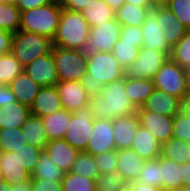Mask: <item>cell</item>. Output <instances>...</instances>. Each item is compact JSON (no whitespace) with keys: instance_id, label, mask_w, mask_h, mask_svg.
Returning a JSON list of instances; mask_svg holds the SVG:
<instances>
[{"instance_id":"6da1fadb","label":"cell","mask_w":190,"mask_h":191,"mask_svg":"<svg viewBox=\"0 0 190 191\" xmlns=\"http://www.w3.org/2000/svg\"><path fill=\"white\" fill-rule=\"evenodd\" d=\"M125 77L124 68L112 52L87 53V73L80 83L90 96L100 95L105 84Z\"/></svg>"},{"instance_id":"7a4b0ae2","label":"cell","mask_w":190,"mask_h":191,"mask_svg":"<svg viewBox=\"0 0 190 191\" xmlns=\"http://www.w3.org/2000/svg\"><path fill=\"white\" fill-rule=\"evenodd\" d=\"M89 104L94 118L110 121L137 112V108L126 93L125 77L105 84L100 95L91 96Z\"/></svg>"},{"instance_id":"3957f363","label":"cell","mask_w":190,"mask_h":191,"mask_svg":"<svg viewBox=\"0 0 190 191\" xmlns=\"http://www.w3.org/2000/svg\"><path fill=\"white\" fill-rule=\"evenodd\" d=\"M90 26L81 12L62 8L52 46L63 49L86 50Z\"/></svg>"},{"instance_id":"277c9868","label":"cell","mask_w":190,"mask_h":191,"mask_svg":"<svg viewBox=\"0 0 190 191\" xmlns=\"http://www.w3.org/2000/svg\"><path fill=\"white\" fill-rule=\"evenodd\" d=\"M61 11L60 3L50 2L44 6L21 12L20 30L43 35L53 40Z\"/></svg>"},{"instance_id":"5b68a950","label":"cell","mask_w":190,"mask_h":191,"mask_svg":"<svg viewBox=\"0 0 190 191\" xmlns=\"http://www.w3.org/2000/svg\"><path fill=\"white\" fill-rule=\"evenodd\" d=\"M51 48L52 40L43 35L19 30L12 37L11 52L23 68L37 58L48 54Z\"/></svg>"},{"instance_id":"8992f818","label":"cell","mask_w":190,"mask_h":191,"mask_svg":"<svg viewBox=\"0 0 190 191\" xmlns=\"http://www.w3.org/2000/svg\"><path fill=\"white\" fill-rule=\"evenodd\" d=\"M59 81H80L87 73V52L84 50L51 48Z\"/></svg>"},{"instance_id":"52a82bcc","label":"cell","mask_w":190,"mask_h":191,"mask_svg":"<svg viewBox=\"0 0 190 191\" xmlns=\"http://www.w3.org/2000/svg\"><path fill=\"white\" fill-rule=\"evenodd\" d=\"M94 119L90 104L71 114L64 139L79 152L86 151Z\"/></svg>"},{"instance_id":"ba28073f","label":"cell","mask_w":190,"mask_h":191,"mask_svg":"<svg viewBox=\"0 0 190 191\" xmlns=\"http://www.w3.org/2000/svg\"><path fill=\"white\" fill-rule=\"evenodd\" d=\"M169 58L165 52L142 46L136 61L124 69L125 77L153 79Z\"/></svg>"},{"instance_id":"9c48e42d","label":"cell","mask_w":190,"mask_h":191,"mask_svg":"<svg viewBox=\"0 0 190 191\" xmlns=\"http://www.w3.org/2000/svg\"><path fill=\"white\" fill-rule=\"evenodd\" d=\"M154 88L167 92L181 100L186 95L184 68L169 58L153 78Z\"/></svg>"},{"instance_id":"30bf717a","label":"cell","mask_w":190,"mask_h":191,"mask_svg":"<svg viewBox=\"0 0 190 191\" xmlns=\"http://www.w3.org/2000/svg\"><path fill=\"white\" fill-rule=\"evenodd\" d=\"M122 25L113 19L96 27H90L88 34L87 53L112 52L115 43L119 40Z\"/></svg>"},{"instance_id":"8fae6325","label":"cell","mask_w":190,"mask_h":191,"mask_svg":"<svg viewBox=\"0 0 190 191\" xmlns=\"http://www.w3.org/2000/svg\"><path fill=\"white\" fill-rule=\"evenodd\" d=\"M137 115L140 125L149 130L161 146L172 138L174 117L150 112L143 107L137 108Z\"/></svg>"},{"instance_id":"7c38bea8","label":"cell","mask_w":190,"mask_h":191,"mask_svg":"<svg viewBox=\"0 0 190 191\" xmlns=\"http://www.w3.org/2000/svg\"><path fill=\"white\" fill-rule=\"evenodd\" d=\"M115 149L112 121L95 118L85 152L96 156Z\"/></svg>"},{"instance_id":"4fadbf2b","label":"cell","mask_w":190,"mask_h":191,"mask_svg":"<svg viewBox=\"0 0 190 191\" xmlns=\"http://www.w3.org/2000/svg\"><path fill=\"white\" fill-rule=\"evenodd\" d=\"M63 109L74 113L89 104L91 96L80 81H58L55 85Z\"/></svg>"},{"instance_id":"5bb4252c","label":"cell","mask_w":190,"mask_h":191,"mask_svg":"<svg viewBox=\"0 0 190 191\" xmlns=\"http://www.w3.org/2000/svg\"><path fill=\"white\" fill-rule=\"evenodd\" d=\"M24 71L41 87L54 86L59 81L51 51L25 66Z\"/></svg>"},{"instance_id":"9a60e30c","label":"cell","mask_w":190,"mask_h":191,"mask_svg":"<svg viewBox=\"0 0 190 191\" xmlns=\"http://www.w3.org/2000/svg\"><path fill=\"white\" fill-rule=\"evenodd\" d=\"M143 33V46L149 49L165 52L169 57L172 47L163 36L157 20V5L147 14L144 24L141 26Z\"/></svg>"},{"instance_id":"2e32d148","label":"cell","mask_w":190,"mask_h":191,"mask_svg":"<svg viewBox=\"0 0 190 191\" xmlns=\"http://www.w3.org/2000/svg\"><path fill=\"white\" fill-rule=\"evenodd\" d=\"M112 125L116 150L130 149L140 125L137 112L113 119Z\"/></svg>"},{"instance_id":"e0dca14e","label":"cell","mask_w":190,"mask_h":191,"mask_svg":"<svg viewBox=\"0 0 190 191\" xmlns=\"http://www.w3.org/2000/svg\"><path fill=\"white\" fill-rule=\"evenodd\" d=\"M52 161L64 172L71 171L79 151L72 147L64 138L49 140L43 150Z\"/></svg>"},{"instance_id":"ac0fdd59","label":"cell","mask_w":190,"mask_h":191,"mask_svg":"<svg viewBox=\"0 0 190 191\" xmlns=\"http://www.w3.org/2000/svg\"><path fill=\"white\" fill-rule=\"evenodd\" d=\"M157 20L167 43L173 48L186 34V27L166 5H157Z\"/></svg>"},{"instance_id":"d6986e66","label":"cell","mask_w":190,"mask_h":191,"mask_svg":"<svg viewBox=\"0 0 190 191\" xmlns=\"http://www.w3.org/2000/svg\"><path fill=\"white\" fill-rule=\"evenodd\" d=\"M182 100L165 91L154 89L142 105L145 110L174 117L181 111Z\"/></svg>"},{"instance_id":"ffe728a7","label":"cell","mask_w":190,"mask_h":191,"mask_svg":"<svg viewBox=\"0 0 190 191\" xmlns=\"http://www.w3.org/2000/svg\"><path fill=\"white\" fill-rule=\"evenodd\" d=\"M0 169L3 181L11 185L20 184L31 178V174L21 164L17 152H0Z\"/></svg>"},{"instance_id":"44dd1931","label":"cell","mask_w":190,"mask_h":191,"mask_svg":"<svg viewBox=\"0 0 190 191\" xmlns=\"http://www.w3.org/2000/svg\"><path fill=\"white\" fill-rule=\"evenodd\" d=\"M161 147L154 135L139 125L131 149L144 160H156L161 156Z\"/></svg>"},{"instance_id":"7402d4cb","label":"cell","mask_w":190,"mask_h":191,"mask_svg":"<svg viewBox=\"0 0 190 191\" xmlns=\"http://www.w3.org/2000/svg\"><path fill=\"white\" fill-rule=\"evenodd\" d=\"M30 109L32 114L41 118L63 109L56 86L41 87Z\"/></svg>"},{"instance_id":"603a6c76","label":"cell","mask_w":190,"mask_h":191,"mask_svg":"<svg viewBox=\"0 0 190 191\" xmlns=\"http://www.w3.org/2000/svg\"><path fill=\"white\" fill-rule=\"evenodd\" d=\"M144 161L131 148L117 150L116 170L123 175L129 184L138 180Z\"/></svg>"},{"instance_id":"cb8c5ba5","label":"cell","mask_w":190,"mask_h":191,"mask_svg":"<svg viewBox=\"0 0 190 191\" xmlns=\"http://www.w3.org/2000/svg\"><path fill=\"white\" fill-rule=\"evenodd\" d=\"M10 88L17 102L31 108L41 86L23 70L11 83Z\"/></svg>"},{"instance_id":"d4e9b609","label":"cell","mask_w":190,"mask_h":191,"mask_svg":"<svg viewBox=\"0 0 190 191\" xmlns=\"http://www.w3.org/2000/svg\"><path fill=\"white\" fill-rule=\"evenodd\" d=\"M30 114L31 109L19 102L6 104L0 107V129L21 128Z\"/></svg>"},{"instance_id":"484cf974","label":"cell","mask_w":190,"mask_h":191,"mask_svg":"<svg viewBox=\"0 0 190 191\" xmlns=\"http://www.w3.org/2000/svg\"><path fill=\"white\" fill-rule=\"evenodd\" d=\"M72 112L61 109L42 117V122L48 140L64 138Z\"/></svg>"},{"instance_id":"4316f807","label":"cell","mask_w":190,"mask_h":191,"mask_svg":"<svg viewBox=\"0 0 190 191\" xmlns=\"http://www.w3.org/2000/svg\"><path fill=\"white\" fill-rule=\"evenodd\" d=\"M181 186V164L160 156V188L164 191H177Z\"/></svg>"},{"instance_id":"83f0119b","label":"cell","mask_w":190,"mask_h":191,"mask_svg":"<svg viewBox=\"0 0 190 191\" xmlns=\"http://www.w3.org/2000/svg\"><path fill=\"white\" fill-rule=\"evenodd\" d=\"M81 13L90 27L115 19V11L104 0H91Z\"/></svg>"},{"instance_id":"f1b7e54d","label":"cell","mask_w":190,"mask_h":191,"mask_svg":"<svg viewBox=\"0 0 190 191\" xmlns=\"http://www.w3.org/2000/svg\"><path fill=\"white\" fill-rule=\"evenodd\" d=\"M153 79L125 77V90L136 108L142 107L154 90Z\"/></svg>"},{"instance_id":"f546056e","label":"cell","mask_w":190,"mask_h":191,"mask_svg":"<svg viewBox=\"0 0 190 191\" xmlns=\"http://www.w3.org/2000/svg\"><path fill=\"white\" fill-rule=\"evenodd\" d=\"M21 130L25 135L27 144H31L43 150L45 149L49 140L46 136L41 117L31 113L21 126Z\"/></svg>"},{"instance_id":"4dcf8cb0","label":"cell","mask_w":190,"mask_h":191,"mask_svg":"<svg viewBox=\"0 0 190 191\" xmlns=\"http://www.w3.org/2000/svg\"><path fill=\"white\" fill-rule=\"evenodd\" d=\"M153 8L125 3L115 12V18L122 26L141 27L146 20L147 14Z\"/></svg>"},{"instance_id":"1f68e13d","label":"cell","mask_w":190,"mask_h":191,"mask_svg":"<svg viewBox=\"0 0 190 191\" xmlns=\"http://www.w3.org/2000/svg\"><path fill=\"white\" fill-rule=\"evenodd\" d=\"M64 172L52 161L46 152H42L31 174V178H41L61 182Z\"/></svg>"},{"instance_id":"d6a6232c","label":"cell","mask_w":190,"mask_h":191,"mask_svg":"<svg viewBox=\"0 0 190 191\" xmlns=\"http://www.w3.org/2000/svg\"><path fill=\"white\" fill-rule=\"evenodd\" d=\"M161 156L181 165L190 161V142L171 138L161 147Z\"/></svg>"},{"instance_id":"836d02e7","label":"cell","mask_w":190,"mask_h":191,"mask_svg":"<svg viewBox=\"0 0 190 191\" xmlns=\"http://www.w3.org/2000/svg\"><path fill=\"white\" fill-rule=\"evenodd\" d=\"M21 11L15 4L0 2V29L17 33L20 30Z\"/></svg>"},{"instance_id":"e575fe53","label":"cell","mask_w":190,"mask_h":191,"mask_svg":"<svg viewBox=\"0 0 190 191\" xmlns=\"http://www.w3.org/2000/svg\"><path fill=\"white\" fill-rule=\"evenodd\" d=\"M23 70L12 52L0 54V85H10Z\"/></svg>"},{"instance_id":"d590c367","label":"cell","mask_w":190,"mask_h":191,"mask_svg":"<svg viewBox=\"0 0 190 191\" xmlns=\"http://www.w3.org/2000/svg\"><path fill=\"white\" fill-rule=\"evenodd\" d=\"M26 144L21 128L0 129V152H15Z\"/></svg>"},{"instance_id":"8d00e7d4","label":"cell","mask_w":190,"mask_h":191,"mask_svg":"<svg viewBox=\"0 0 190 191\" xmlns=\"http://www.w3.org/2000/svg\"><path fill=\"white\" fill-rule=\"evenodd\" d=\"M139 49L140 48L136 46V42L124 41L119 37V40L114 45L112 54L121 66L126 69L136 61Z\"/></svg>"},{"instance_id":"74e56055","label":"cell","mask_w":190,"mask_h":191,"mask_svg":"<svg viewBox=\"0 0 190 191\" xmlns=\"http://www.w3.org/2000/svg\"><path fill=\"white\" fill-rule=\"evenodd\" d=\"M71 172L92 180H96L100 174L94 156L86 152H79L73 163Z\"/></svg>"},{"instance_id":"f35d334b","label":"cell","mask_w":190,"mask_h":191,"mask_svg":"<svg viewBox=\"0 0 190 191\" xmlns=\"http://www.w3.org/2000/svg\"><path fill=\"white\" fill-rule=\"evenodd\" d=\"M61 183L63 191H97L96 180L86 178L71 171L64 173Z\"/></svg>"},{"instance_id":"ab89813d","label":"cell","mask_w":190,"mask_h":191,"mask_svg":"<svg viewBox=\"0 0 190 191\" xmlns=\"http://www.w3.org/2000/svg\"><path fill=\"white\" fill-rule=\"evenodd\" d=\"M127 184L123 175L117 170L99 174L96 178L97 191H120Z\"/></svg>"},{"instance_id":"60d3db41","label":"cell","mask_w":190,"mask_h":191,"mask_svg":"<svg viewBox=\"0 0 190 191\" xmlns=\"http://www.w3.org/2000/svg\"><path fill=\"white\" fill-rule=\"evenodd\" d=\"M137 182L160 188V157L144 161Z\"/></svg>"},{"instance_id":"b9f144b4","label":"cell","mask_w":190,"mask_h":191,"mask_svg":"<svg viewBox=\"0 0 190 191\" xmlns=\"http://www.w3.org/2000/svg\"><path fill=\"white\" fill-rule=\"evenodd\" d=\"M170 58L182 68L190 66V30H187L184 37L172 48Z\"/></svg>"},{"instance_id":"7bdbcfd3","label":"cell","mask_w":190,"mask_h":191,"mask_svg":"<svg viewBox=\"0 0 190 191\" xmlns=\"http://www.w3.org/2000/svg\"><path fill=\"white\" fill-rule=\"evenodd\" d=\"M15 152H17L19 160L21 161V164L24 166V168L30 174H32L39 160V156L43 152V149L32 146L31 144H26L20 149L15 150Z\"/></svg>"},{"instance_id":"ee69618b","label":"cell","mask_w":190,"mask_h":191,"mask_svg":"<svg viewBox=\"0 0 190 191\" xmlns=\"http://www.w3.org/2000/svg\"><path fill=\"white\" fill-rule=\"evenodd\" d=\"M165 5L190 30V0H169Z\"/></svg>"},{"instance_id":"f6af8a7d","label":"cell","mask_w":190,"mask_h":191,"mask_svg":"<svg viewBox=\"0 0 190 191\" xmlns=\"http://www.w3.org/2000/svg\"><path fill=\"white\" fill-rule=\"evenodd\" d=\"M172 138L190 142V117L180 111L174 116Z\"/></svg>"},{"instance_id":"bcb514c9","label":"cell","mask_w":190,"mask_h":191,"mask_svg":"<svg viewBox=\"0 0 190 191\" xmlns=\"http://www.w3.org/2000/svg\"><path fill=\"white\" fill-rule=\"evenodd\" d=\"M95 162L98 166L99 173H109L116 170L117 164V150H111L94 156Z\"/></svg>"},{"instance_id":"7dc6e473","label":"cell","mask_w":190,"mask_h":191,"mask_svg":"<svg viewBox=\"0 0 190 191\" xmlns=\"http://www.w3.org/2000/svg\"><path fill=\"white\" fill-rule=\"evenodd\" d=\"M120 37L124 41L136 42V46H143V33L141 27L138 26H122Z\"/></svg>"},{"instance_id":"c3c4849f","label":"cell","mask_w":190,"mask_h":191,"mask_svg":"<svg viewBox=\"0 0 190 191\" xmlns=\"http://www.w3.org/2000/svg\"><path fill=\"white\" fill-rule=\"evenodd\" d=\"M32 191H63V188L61 182L32 178Z\"/></svg>"},{"instance_id":"681fc988","label":"cell","mask_w":190,"mask_h":191,"mask_svg":"<svg viewBox=\"0 0 190 191\" xmlns=\"http://www.w3.org/2000/svg\"><path fill=\"white\" fill-rule=\"evenodd\" d=\"M50 2V0H18L16 6L21 12H24L30 9L44 6Z\"/></svg>"},{"instance_id":"f907efd6","label":"cell","mask_w":190,"mask_h":191,"mask_svg":"<svg viewBox=\"0 0 190 191\" xmlns=\"http://www.w3.org/2000/svg\"><path fill=\"white\" fill-rule=\"evenodd\" d=\"M13 33L0 29V54L11 52Z\"/></svg>"},{"instance_id":"816d5d0a","label":"cell","mask_w":190,"mask_h":191,"mask_svg":"<svg viewBox=\"0 0 190 191\" xmlns=\"http://www.w3.org/2000/svg\"><path fill=\"white\" fill-rule=\"evenodd\" d=\"M17 102L9 85H0V107Z\"/></svg>"},{"instance_id":"f5cc1de1","label":"cell","mask_w":190,"mask_h":191,"mask_svg":"<svg viewBox=\"0 0 190 191\" xmlns=\"http://www.w3.org/2000/svg\"><path fill=\"white\" fill-rule=\"evenodd\" d=\"M91 0H65L61 5L68 11L81 12Z\"/></svg>"},{"instance_id":"db71d44e","label":"cell","mask_w":190,"mask_h":191,"mask_svg":"<svg viewBox=\"0 0 190 191\" xmlns=\"http://www.w3.org/2000/svg\"><path fill=\"white\" fill-rule=\"evenodd\" d=\"M128 185L131 187L132 191H164L162 188L139 183L137 181L129 183Z\"/></svg>"},{"instance_id":"11a10c76","label":"cell","mask_w":190,"mask_h":191,"mask_svg":"<svg viewBox=\"0 0 190 191\" xmlns=\"http://www.w3.org/2000/svg\"><path fill=\"white\" fill-rule=\"evenodd\" d=\"M182 185L190 184V161L181 165Z\"/></svg>"},{"instance_id":"9f6ffc18","label":"cell","mask_w":190,"mask_h":191,"mask_svg":"<svg viewBox=\"0 0 190 191\" xmlns=\"http://www.w3.org/2000/svg\"><path fill=\"white\" fill-rule=\"evenodd\" d=\"M11 191H32V178L17 185H11Z\"/></svg>"},{"instance_id":"6f0895ef","label":"cell","mask_w":190,"mask_h":191,"mask_svg":"<svg viewBox=\"0 0 190 191\" xmlns=\"http://www.w3.org/2000/svg\"><path fill=\"white\" fill-rule=\"evenodd\" d=\"M125 3L137 5L141 7H154L155 4L152 0H125Z\"/></svg>"},{"instance_id":"680465c9","label":"cell","mask_w":190,"mask_h":191,"mask_svg":"<svg viewBox=\"0 0 190 191\" xmlns=\"http://www.w3.org/2000/svg\"><path fill=\"white\" fill-rule=\"evenodd\" d=\"M181 111L190 117V95H185L182 99Z\"/></svg>"},{"instance_id":"91938a15","label":"cell","mask_w":190,"mask_h":191,"mask_svg":"<svg viewBox=\"0 0 190 191\" xmlns=\"http://www.w3.org/2000/svg\"><path fill=\"white\" fill-rule=\"evenodd\" d=\"M184 84L186 95H190V66L184 68Z\"/></svg>"},{"instance_id":"94428289","label":"cell","mask_w":190,"mask_h":191,"mask_svg":"<svg viewBox=\"0 0 190 191\" xmlns=\"http://www.w3.org/2000/svg\"><path fill=\"white\" fill-rule=\"evenodd\" d=\"M115 12L125 4V0H104Z\"/></svg>"},{"instance_id":"6125c7cd","label":"cell","mask_w":190,"mask_h":191,"mask_svg":"<svg viewBox=\"0 0 190 191\" xmlns=\"http://www.w3.org/2000/svg\"><path fill=\"white\" fill-rule=\"evenodd\" d=\"M0 191H11V184L6 183V182H1L0 183Z\"/></svg>"},{"instance_id":"be15d7a7","label":"cell","mask_w":190,"mask_h":191,"mask_svg":"<svg viewBox=\"0 0 190 191\" xmlns=\"http://www.w3.org/2000/svg\"><path fill=\"white\" fill-rule=\"evenodd\" d=\"M155 5H165L169 0H152Z\"/></svg>"},{"instance_id":"e7e4bbea","label":"cell","mask_w":190,"mask_h":191,"mask_svg":"<svg viewBox=\"0 0 190 191\" xmlns=\"http://www.w3.org/2000/svg\"><path fill=\"white\" fill-rule=\"evenodd\" d=\"M177 191H190V184L182 185Z\"/></svg>"},{"instance_id":"03108f58","label":"cell","mask_w":190,"mask_h":191,"mask_svg":"<svg viewBox=\"0 0 190 191\" xmlns=\"http://www.w3.org/2000/svg\"><path fill=\"white\" fill-rule=\"evenodd\" d=\"M120 191H132L131 187L127 184L125 187H123Z\"/></svg>"},{"instance_id":"003e7915","label":"cell","mask_w":190,"mask_h":191,"mask_svg":"<svg viewBox=\"0 0 190 191\" xmlns=\"http://www.w3.org/2000/svg\"><path fill=\"white\" fill-rule=\"evenodd\" d=\"M6 3H10V4H17L18 0H3Z\"/></svg>"},{"instance_id":"a7ac6f4b","label":"cell","mask_w":190,"mask_h":191,"mask_svg":"<svg viewBox=\"0 0 190 191\" xmlns=\"http://www.w3.org/2000/svg\"><path fill=\"white\" fill-rule=\"evenodd\" d=\"M50 1L62 4L65 0H50Z\"/></svg>"},{"instance_id":"89a4df30","label":"cell","mask_w":190,"mask_h":191,"mask_svg":"<svg viewBox=\"0 0 190 191\" xmlns=\"http://www.w3.org/2000/svg\"><path fill=\"white\" fill-rule=\"evenodd\" d=\"M1 182H3V173H2V171H1V169H0V183Z\"/></svg>"}]
</instances>
